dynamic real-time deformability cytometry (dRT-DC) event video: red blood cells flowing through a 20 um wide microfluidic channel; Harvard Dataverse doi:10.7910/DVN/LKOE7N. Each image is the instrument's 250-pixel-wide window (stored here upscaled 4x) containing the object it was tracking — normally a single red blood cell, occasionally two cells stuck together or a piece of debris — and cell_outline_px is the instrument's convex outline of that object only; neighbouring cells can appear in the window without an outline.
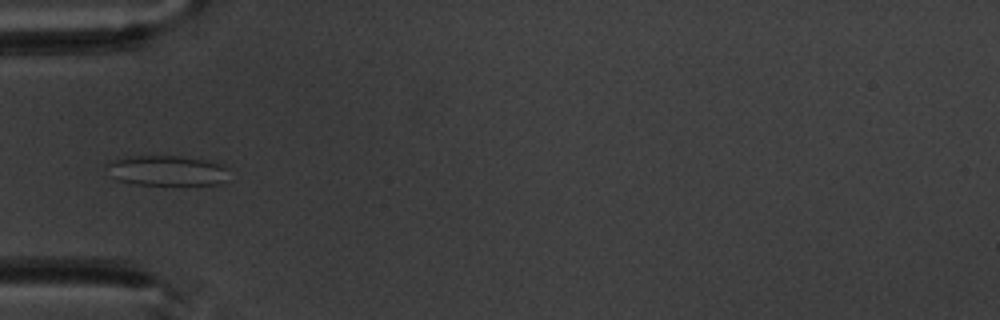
{"species": "common noctule bat (a hibernating species)", "species_latin": "Nyctalus noctula", "temperature_condition": "warm", "stored_images_in_passage": 5, "camera_frame_rate_fps": 3000, "um_per_image_px": 0.085, "animal": {"sex": "male", "body_mass_g": 20.1, "forearm_length_mm": 53.5}, "frame": {"image": 1, "passage_image": 5, "time_ms": 4.667, "image_size_px": [1000, 320], "cell_outline_px": [[228, 168], [224, 180], [220, 184], [136, 184], [120, 180], [112, 176], [104, 168], [104, 164], [112, 160], [132, 156], [184, 156], [204, 160], [220, 164]], "centroid_in_image_um": [14.13, 14.48], "position_along_channel_um": 70.9, "area_um2": 21.27}}